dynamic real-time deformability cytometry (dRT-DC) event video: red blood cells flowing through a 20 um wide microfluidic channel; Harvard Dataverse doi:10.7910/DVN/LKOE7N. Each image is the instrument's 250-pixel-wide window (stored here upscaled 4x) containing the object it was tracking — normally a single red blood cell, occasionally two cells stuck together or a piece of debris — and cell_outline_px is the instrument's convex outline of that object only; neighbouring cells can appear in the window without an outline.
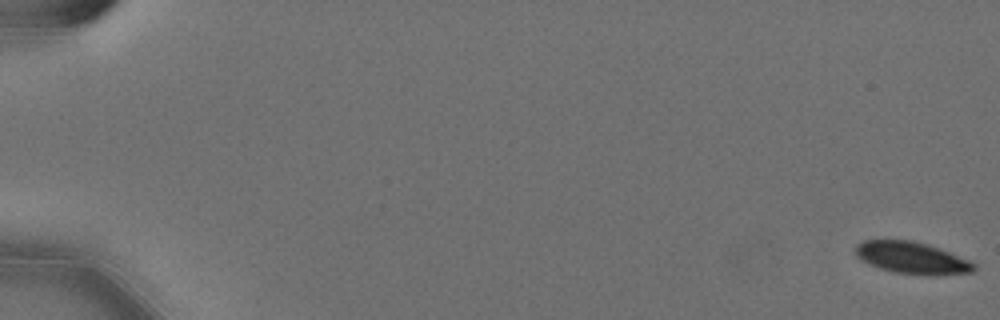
{"species": "Egyptian fruit bat (a non-hibernating species)", "species_latin": "Rousettus aegyptiacus", "temperature_condition": "cold", "stored_images_in_passage": 58, "camera_frame_rate_fps": 3000, "um_per_image_px": 0.085, "animal": {"sex": "female"}, "frame": {"image": 1, "passage_image": 1, "time_ms": 0.0, "image_size_px": [1000, 320], "cell_outline_px": [[976, 268], [972, 272], [892, 272], [880, 268], [860, 260], [856, 256], [856, 244], [864, 240], [912, 240], [928, 244], [968, 260], [976, 264]], "centroid_in_image_um": [77.4, 21.85], "position_along_channel_um": 7.6, "area_um2": 20.87}}
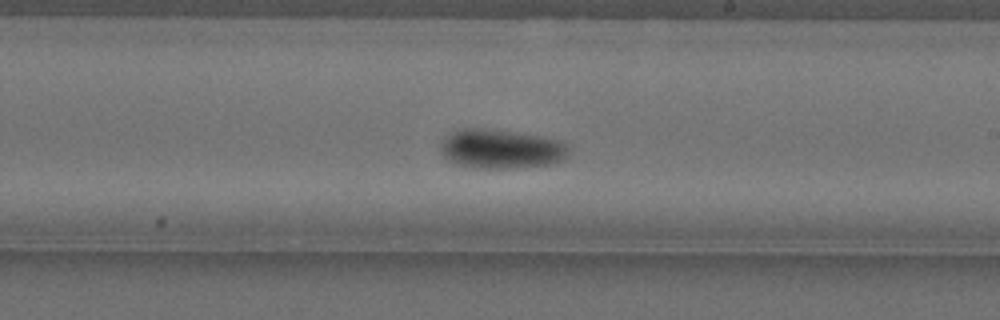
{"frame": {"image": 2, "passage_image": 36, "time_ms": 11.667, "image_size_px": [1000, 320], "cell_outline_px": [[568, 156], [564, 160], [552, 164], [520, 168], [476, 168], [456, 164], [448, 160], [440, 152], [440, 144], [444, 136], [460, 128], [484, 128], [540, 136], [560, 140], [568, 148]], "centroid_in_image_um": [42.56, 12.67], "position_along_channel_um": 246.4, "area_um2": 29.59}}
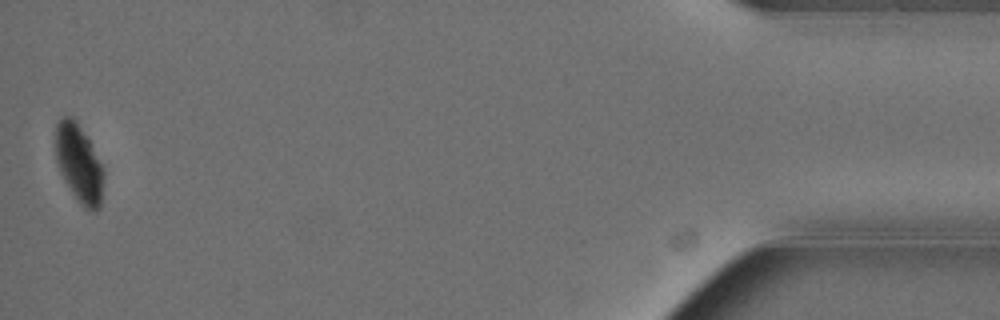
{"frame": {"image": 3, "passage_image": 58, "time_ms": 19.0, "image_size_px": [1000, 320], "cell_outline_px": [[104, 176], [100, 208], [96, 212], [92, 212], [84, 208], [80, 204], [64, 180], [60, 172], [56, 160], [56, 124], [60, 116], [72, 116], [76, 120], [88, 140], [104, 168]], "centroid_in_image_um": [6.72, 13.92], "position_along_channel_um": 428.5, "area_um2": 21.91}, "authors_computed_cell_mechanics": {"area_um2": 24.6228, "velocity_mm_per_s": 3.564, "shape_relaxation_time_tau1_ms": 3.424, "shape_relaxation_time_tau2_ms": null, "deformation_change_tau1": 0.1147, "deformation_change_tau2": null}}